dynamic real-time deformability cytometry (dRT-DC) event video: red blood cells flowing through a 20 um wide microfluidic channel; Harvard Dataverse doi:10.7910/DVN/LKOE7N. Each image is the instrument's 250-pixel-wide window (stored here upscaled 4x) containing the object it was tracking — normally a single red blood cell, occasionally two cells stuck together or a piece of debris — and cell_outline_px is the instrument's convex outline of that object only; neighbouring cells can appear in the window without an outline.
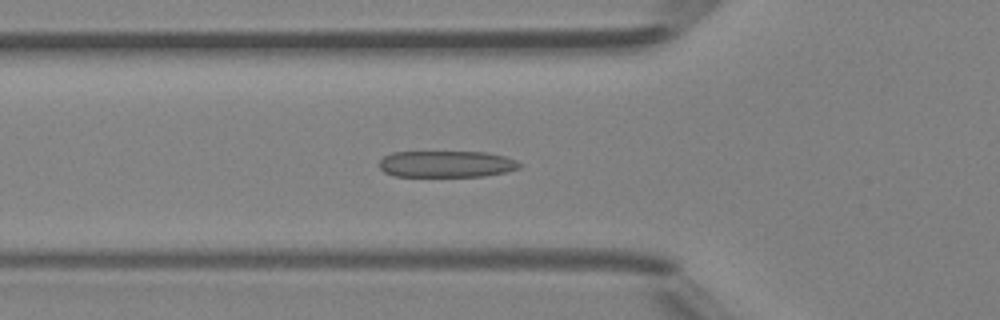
{"species": "Egyptian fruit bat (a non-hibernating species)", "species_latin": "Rousettus aegyptiacus", "temperature_condition": "room temperature", "stored_images_in_passage": 37, "camera_frame_rate_fps": 3000, "um_per_image_px": 0.085, "animal": {"sex": "female"}, "frame": {"image": 1, "passage_image": 5, "time_ms": 1.333, "image_size_px": [1000, 320], "cell_outline_px": [[524, 164], [520, 168], [508, 172], [484, 176], [392, 176], [384, 172], [380, 168], [380, 160], [384, 156], [392, 152], [488, 152], [504, 156], [516, 160]], "centroid_in_image_um": [37.99, 13.94], "position_along_channel_um": 87.8, "area_um2": 21.91}}
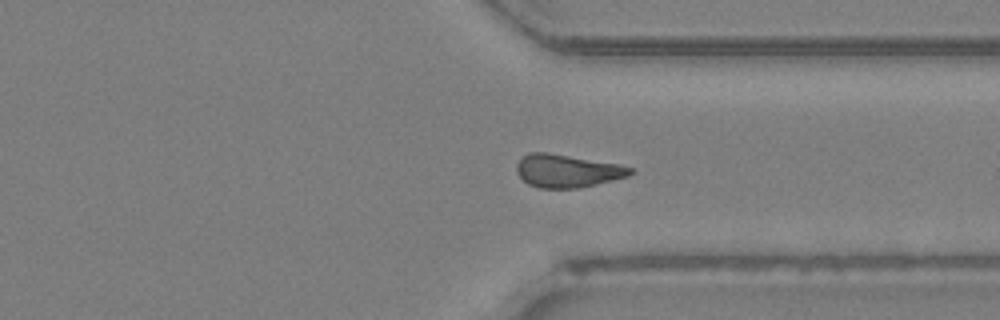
{"frame": {"image": 2, "passage_image": 24, "time_ms": 7.667, "image_size_px": [1000, 320], "cell_outline_px": [[636, 172], [628, 176], [580, 188], [540, 188], [528, 184], [516, 172], [516, 164], [528, 152], [548, 152], [620, 164], [632, 168]], "centroid_in_image_um": [48.22, 14.52], "position_along_channel_um": 363.2, "area_um2": 21.91}}
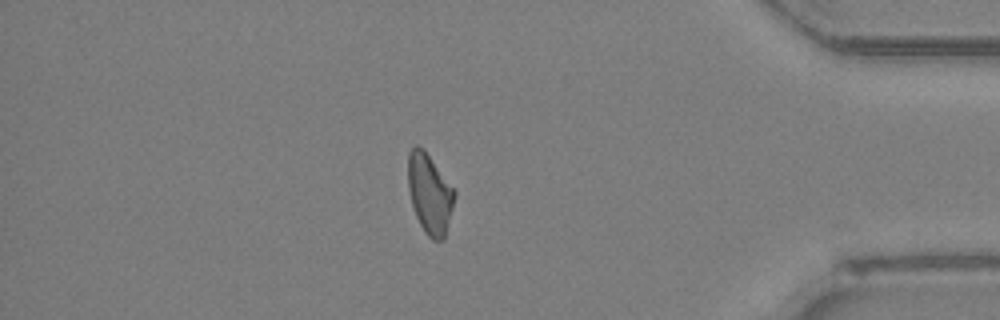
{"frame": {"image": 3, "passage_image": 29, "time_ms": 9.333, "image_size_px": [1000, 320], "cell_outline_px": [[456, 192], [444, 240], [432, 240], [424, 232], [416, 216], [412, 204], [408, 188], [408, 152], [416, 144], [424, 148]], "centroid_in_image_um": [36.51, 16.45], "position_along_channel_um": 398.7, "area_um2": 21.56}, "authors_computed_cell_mechanics": {"area_um2": 21.675, "velocity_mm_per_s": 4.335, "shape_relaxation_time_tau1_ms": 8.5563, "shape_relaxation_time_tau2_ms": 2.6792, "deformation_change_tau1": 0.2141, "deformation_change_tau2": 0.1253}}